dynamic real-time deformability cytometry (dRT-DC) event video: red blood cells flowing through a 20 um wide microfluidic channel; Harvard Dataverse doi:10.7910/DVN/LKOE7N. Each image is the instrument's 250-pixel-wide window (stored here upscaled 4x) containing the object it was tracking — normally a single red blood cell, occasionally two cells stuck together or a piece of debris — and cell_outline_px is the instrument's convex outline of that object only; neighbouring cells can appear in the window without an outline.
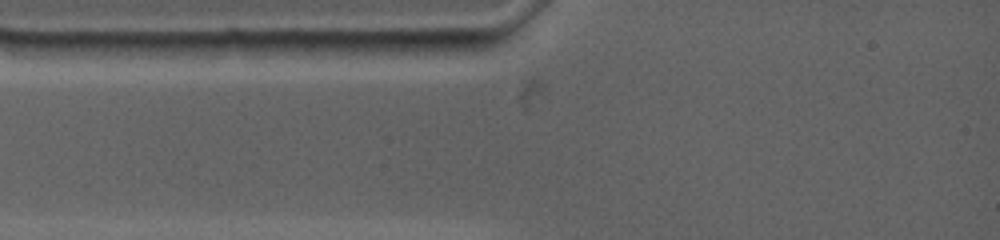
{"species": "common noctule bat (a hibernating species)", "species_latin": "Nyctalus noctula", "temperature_condition": "warm", "stored_images_in_passage": 3, "camera_frame_rate_fps": 4500, "um_per_image_px": 0.085, "animal": {"sex": "female", "body_mass_g": 19.0, "forearm_length_mm": 53.3}, "frame": {"image": 1, "passage_image": 3, "time_ms": 0.889, "image_size_px": [1000, 240], "cell_outline_px": [[496, 44], [480, 48], [444, 56], [372, 52], [372, 40], [496, 36]], "centroid_in_image_um": [36.75, 3.87], "position_along_channel_um": 48.3, "area_um2": 12.89}}